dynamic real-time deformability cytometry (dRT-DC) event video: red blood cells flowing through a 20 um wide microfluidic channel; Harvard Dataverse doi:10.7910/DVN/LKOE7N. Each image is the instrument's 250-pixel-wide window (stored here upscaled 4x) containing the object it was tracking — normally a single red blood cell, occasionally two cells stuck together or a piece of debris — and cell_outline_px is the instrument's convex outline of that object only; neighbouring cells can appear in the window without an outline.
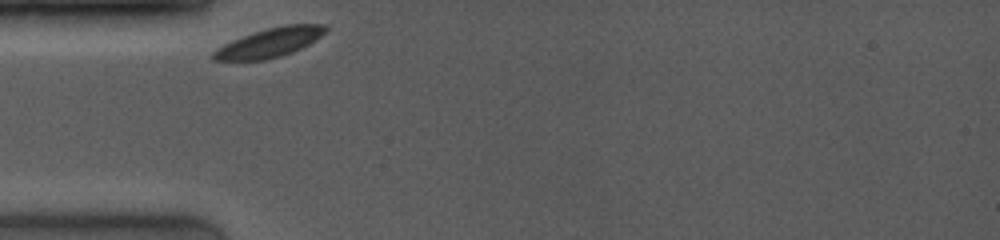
{"species": "common noctule bat (a hibernating species)", "species_latin": "Nyctalus noctula", "temperature_condition": "room temperature", "stored_images_in_passage": 14, "camera_frame_rate_fps": 4000, "um_per_image_px": 0.085, "animal": {"sex": "female", "body_mass_g": 19.0, "forearm_length_mm": 53.3}, "frame": {"image": 1, "passage_image": 1, "time_ms": 0.0, "image_size_px": [1000, 240], "cell_outline_px": [[328, 28], [320, 36], [308, 44], [292, 52], [268, 60], [212, 60], [212, 52], [216, 48], [232, 40], [268, 28], [284, 24], [328, 24]], "centroid_in_image_um": [22.92, 3.62], "position_along_channel_um": 62.1, "area_um2": 18.84}}
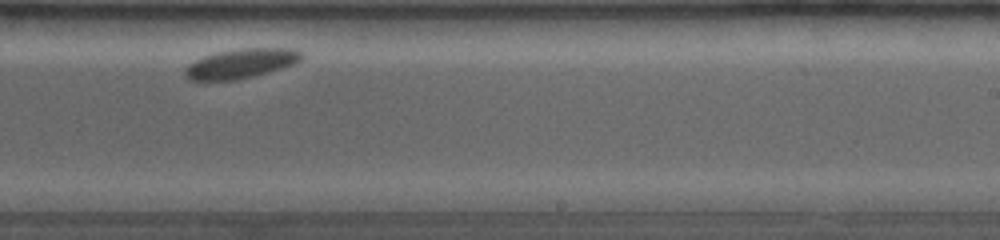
{"frame": {"image": 2, "passage_image": 12, "time_ms": 5.75, "image_size_px": [1000, 240], "cell_outline_px": [[304, 56], [300, 60], [292, 64], [280, 68], [252, 76], [236, 80], [188, 80], [184, 76], [184, 72], [188, 64], [204, 56], [220, 52], [240, 48], [288, 48], [300, 52]], "centroid_in_image_um": [20.44, 5.4], "position_along_channel_um": 268.6, "area_um2": 19.65}}
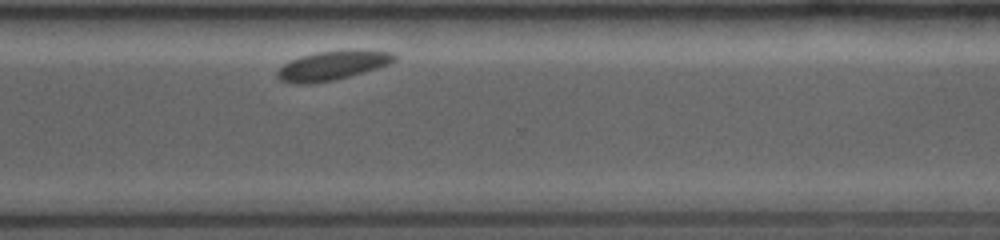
{"frame": {"image": 3, "passage_image": 14, "time_ms": 7.75, "image_size_px": [1000, 240], "cell_outline_px": [[396, 60], [388, 64], [364, 72], [336, 80], [312, 84], [296, 84], [280, 80], [276, 76], [276, 72], [284, 64], [300, 56], [316, 52], [356, 48], [368, 48], [392, 52], [396, 56]], "centroid_in_image_um": [28.3, 5.54], "position_along_channel_um": 342.3, "area_um2": 20.46}}